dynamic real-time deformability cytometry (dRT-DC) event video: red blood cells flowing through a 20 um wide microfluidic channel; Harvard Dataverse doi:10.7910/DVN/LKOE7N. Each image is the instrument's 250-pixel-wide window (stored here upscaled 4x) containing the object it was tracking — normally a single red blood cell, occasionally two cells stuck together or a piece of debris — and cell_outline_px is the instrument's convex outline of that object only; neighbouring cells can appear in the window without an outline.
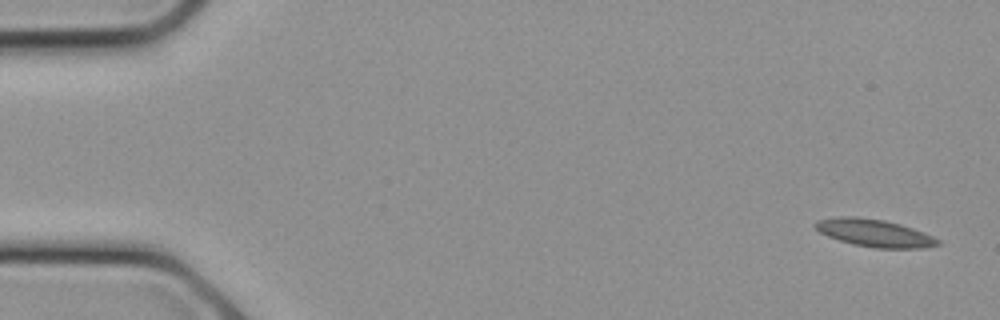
{"species": "common noctule bat (a hibernating species)", "species_latin": "Nyctalus noctula", "temperature_condition": "cold", "stored_images_in_passage": 6, "camera_frame_rate_fps": 3000, "um_per_image_px": 0.085, "animal": {"sex": "female", "body_mass_g": 21.9}, "frame": {"image": 1, "passage_image": 1, "time_ms": 0.0, "image_size_px": [1000, 320], "cell_outline_px": [[940, 244], [924, 248], [876, 248], [852, 244], [828, 236], [820, 232], [812, 224], [816, 220], [840, 216], [852, 216], [884, 220], [900, 224], [924, 232], [940, 240]], "centroid_in_image_um": [74.31, 19.8], "position_along_channel_um": 10.7, "area_um2": 19.59}}